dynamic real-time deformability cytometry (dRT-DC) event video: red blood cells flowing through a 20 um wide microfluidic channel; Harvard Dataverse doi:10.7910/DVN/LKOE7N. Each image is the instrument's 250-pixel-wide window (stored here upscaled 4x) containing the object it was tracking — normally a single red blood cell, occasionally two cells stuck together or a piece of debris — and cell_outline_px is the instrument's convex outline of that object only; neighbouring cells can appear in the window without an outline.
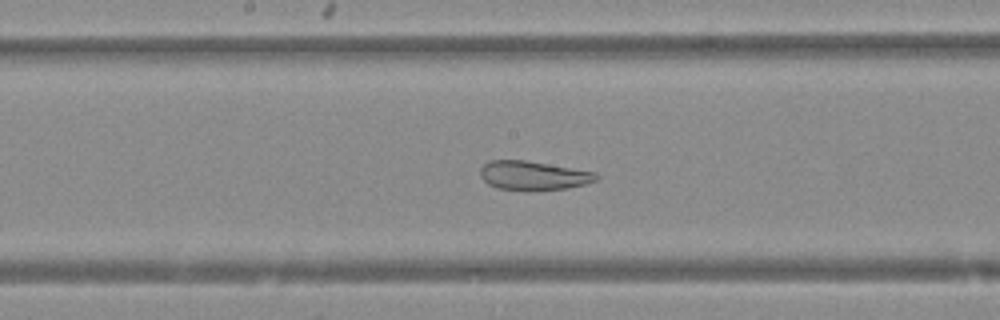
{"species": "Egyptian fruit bat (a non-hibernating species)", "species_latin": "Rousettus aegyptiacus", "temperature_condition": "warm", "stored_images_in_passage": 50, "camera_frame_rate_fps": 3000, "um_per_image_px": 0.085, "animal": {"sex": "female"}, "frame": {"image": 1, "passage_image": 26, "time_ms": 8.333, "image_size_px": [1000, 320], "cell_outline_px": [[600, 176], [596, 180], [584, 184], [568, 188], [496, 188], [488, 184], [480, 176], [480, 168], [484, 164], [492, 160], [524, 160], [596, 172]], "centroid_in_image_um": [45.33, 14.88], "position_along_channel_um": 202.9, "area_um2": 18.84}}
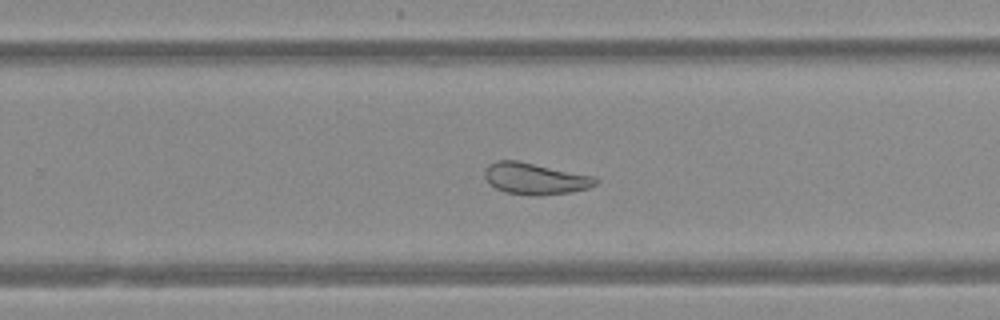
{"frame": {"image": 2, "passage_image": 32, "time_ms": 10.333, "image_size_px": [1000, 320], "cell_outline_px": [[600, 180], [596, 184], [588, 188], [572, 192], [540, 196], [528, 196], [504, 192], [488, 184], [484, 176], [484, 172], [488, 164], [496, 160], [516, 160], [596, 176]], "centroid_in_image_um": [45.48, 15.19], "position_along_channel_um": 284.3, "area_um2": 20.81}}
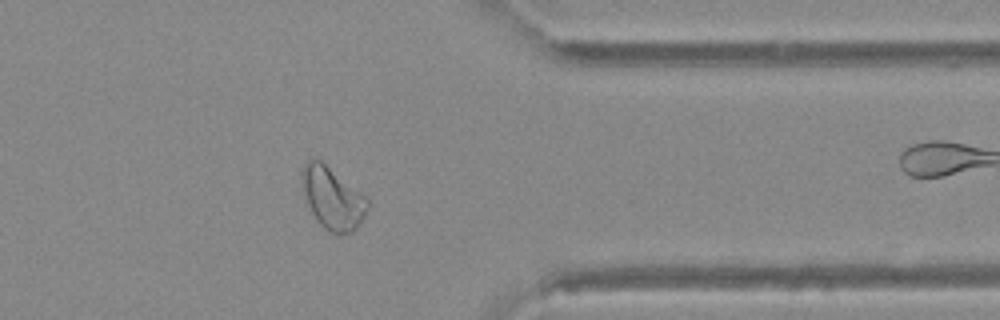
{"frame": {"image": 3, "passage_image": 40, "time_ms": 13.0, "image_size_px": [1000, 320], "cell_outline_px": [[368, 208], [360, 224], [352, 232], [332, 232], [324, 228], [316, 220], [308, 204], [300, 176], [300, 172], [304, 164], [308, 160], [320, 160], [364, 196], [368, 200]], "centroid_in_image_um": [28.24, 16.84], "position_along_channel_um": 383.2, "area_um2": 22.95}}